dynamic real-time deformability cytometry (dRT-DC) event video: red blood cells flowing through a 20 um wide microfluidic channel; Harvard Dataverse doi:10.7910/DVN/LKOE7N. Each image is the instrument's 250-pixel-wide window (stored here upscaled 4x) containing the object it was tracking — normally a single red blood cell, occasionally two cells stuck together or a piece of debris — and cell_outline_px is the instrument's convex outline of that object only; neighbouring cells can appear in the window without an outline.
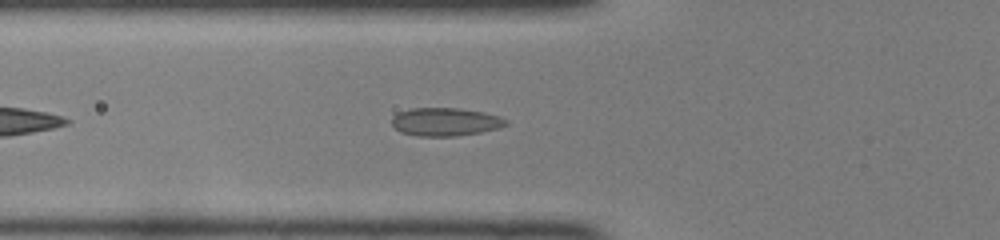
{"species": "common noctule bat (a hibernating species)", "species_latin": "Nyctalus noctula", "temperature_condition": "room temperature", "stored_images_in_passage": 35, "camera_frame_rate_fps": 3000, "um_per_image_px": 0.085, "animal": {"sex": "female", "body_mass_g": 22.0, "forearm_length_mm": 56.7}, "frame": {"image": 1, "passage_image": 6, "time_ms": 1.667, "image_size_px": [1000, 240], "cell_outline_px": [[508, 124], [500, 128], [480, 132], [456, 136], [416, 136], [400, 132], [392, 124], [392, 116], [400, 112], [412, 108], [456, 108], [484, 112], [500, 116], [508, 120]], "centroid_in_image_um": [37.87, 10.36], "position_along_channel_um": 87.9, "area_um2": 18.79}}
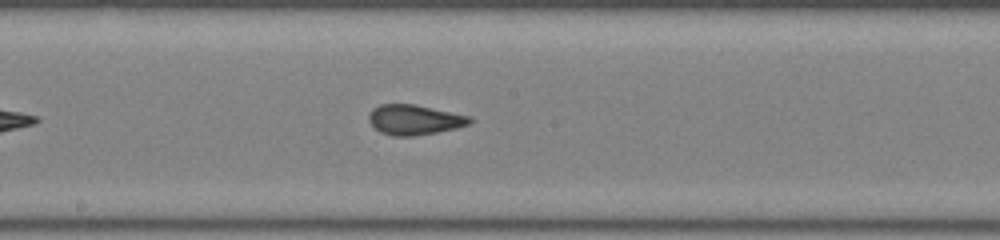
{"frame": {"image": 2, "passage_image": 15, "time_ms": 4.667, "image_size_px": [1000, 240], "cell_outline_px": [[472, 120], [468, 124], [456, 128], [436, 132], [412, 136], [392, 136], [380, 132], [368, 120], [368, 116], [372, 108], [380, 104], [412, 104], [472, 116]], "centroid_in_image_um": [35.2, 10.17], "position_along_channel_um": 213.0, "area_um2": 17.57}}
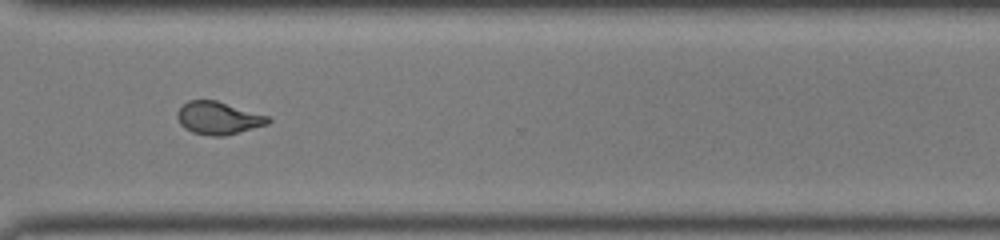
{"frame": {"image": 3, "passage_image": 25, "time_ms": 8.0, "image_size_px": [1000, 240], "cell_outline_px": [[272, 120], [268, 124], [224, 136], [212, 136], [192, 132], [184, 128], [180, 124], [176, 116], [176, 112], [188, 100], [216, 100], [268, 116]], "centroid_in_image_um": [18.53, 10.03], "position_along_channel_um": 352.1, "area_um2": 17.22}}